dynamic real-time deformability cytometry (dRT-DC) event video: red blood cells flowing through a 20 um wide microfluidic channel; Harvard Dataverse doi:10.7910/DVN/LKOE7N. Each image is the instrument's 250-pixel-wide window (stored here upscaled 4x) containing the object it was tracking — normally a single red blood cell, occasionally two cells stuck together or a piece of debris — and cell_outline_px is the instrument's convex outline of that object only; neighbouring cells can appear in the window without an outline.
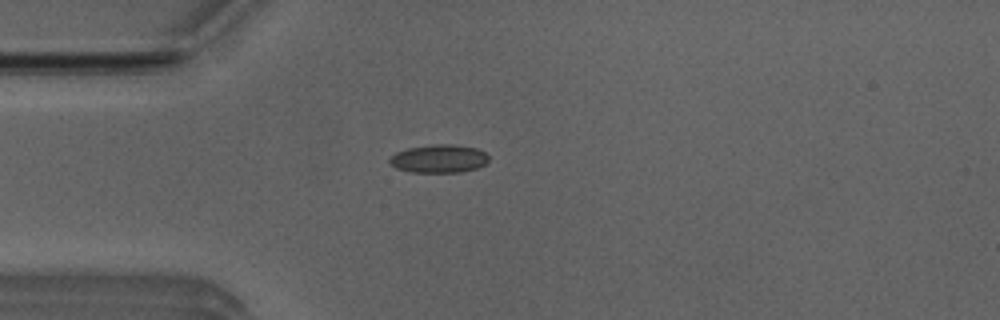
{"species": "Egyptian fruit bat (a non-hibernating species)", "species_latin": "Rousettus aegyptiacus", "temperature_condition": "room temperature", "stored_images_in_passage": 41, "camera_frame_rate_fps": 3000, "um_per_image_px": 0.085, "animal": {"sex": "male"}, "frame": {"image": 1, "passage_image": 4, "time_ms": 1.0, "image_size_px": [1000, 320], "cell_outline_px": [[488, 160], [484, 164], [476, 168], [460, 172], [412, 172], [396, 168], [388, 160], [396, 152], [408, 148], [432, 144], [452, 144], [476, 148], [484, 152], [488, 156]], "centroid_in_image_um": [37.3, 13.48], "position_along_channel_um": 47.7, "area_um2": 16.13}}
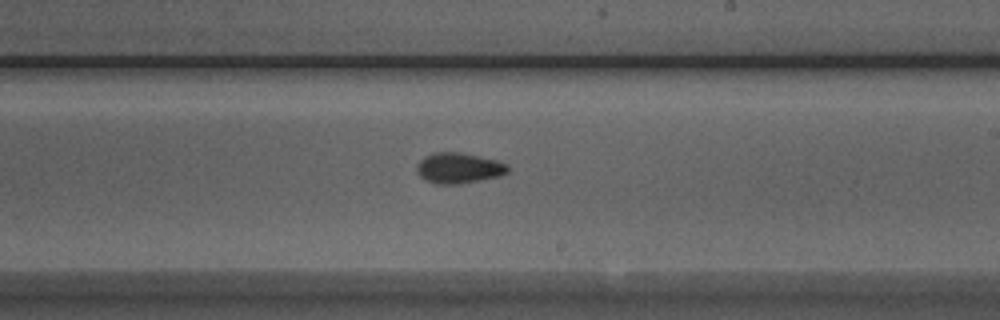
{"frame": {"image": 2, "passage_image": 20, "time_ms": 6.333, "image_size_px": [1000, 320], "cell_outline_px": [[508, 172], [500, 176], [460, 184], [436, 184], [420, 176], [416, 172], [416, 164], [424, 156], [436, 152], [460, 152], [496, 160], [508, 164]], "centroid_in_image_um": [38.98, 14.28], "position_along_channel_um": 250.0, "area_um2": 16.24}}
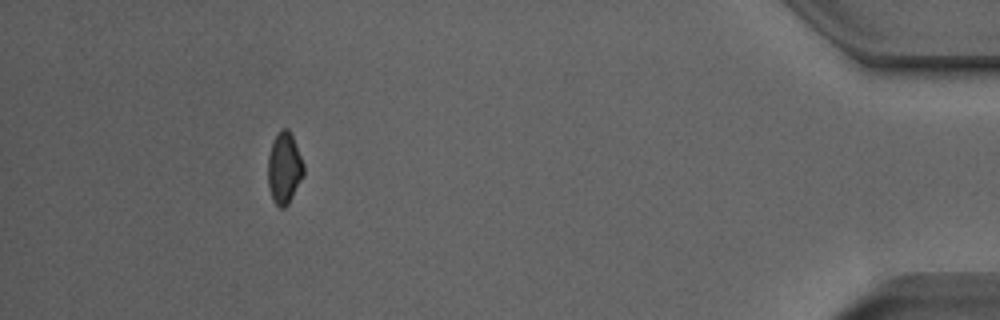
{"frame": {"image": 3, "passage_image": 37, "time_ms": 12.0, "image_size_px": [1000, 320], "cell_outline_px": [[304, 172], [288, 204], [284, 208], [280, 208], [272, 200], [268, 188], [268, 156], [272, 140], [276, 132], [280, 128], [288, 128], [292, 136], [304, 164]], "centroid_in_image_um": [24.13, 14.26], "position_along_channel_um": 411.1, "area_um2": 14.91}, "authors_computed_cell_mechanics": {"area_um2": 15.6638, "velocity_mm_per_s": 4.0083, "shape_relaxation_time_tau1_ms": 9.5854, "shape_relaxation_time_tau2_ms": 3.0957, "deformation_change_tau1": 0.1292, "deformation_change_tau2": 0.0715}}